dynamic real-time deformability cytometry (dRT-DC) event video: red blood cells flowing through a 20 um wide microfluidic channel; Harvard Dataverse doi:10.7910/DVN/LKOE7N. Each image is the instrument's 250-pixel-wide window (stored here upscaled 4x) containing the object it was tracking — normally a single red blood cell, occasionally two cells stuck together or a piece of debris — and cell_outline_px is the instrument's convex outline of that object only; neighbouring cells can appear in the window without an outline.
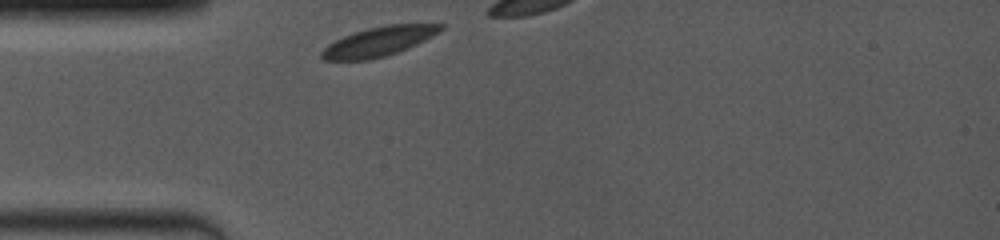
{"species": "common noctule bat (a hibernating species)", "species_latin": "Nyctalus noctula", "temperature_condition": "room temperature", "stored_images_in_passage": 9, "camera_frame_rate_fps": 4000, "um_per_image_px": 0.085, "animal": {"sex": "female", "body_mass_g": 19.0, "forearm_length_mm": 53.3}, "frame": {"image": 1, "passage_image": 1, "time_ms": 0.0, "image_size_px": [1000, 240], "cell_outline_px": [[444, 28], [440, 32], [408, 48], [384, 56], [368, 60], [324, 60], [320, 56], [320, 52], [328, 44], [344, 36], [368, 28], [384, 24], [444, 24]], "centroid_in_image_um": [32.19, 3.52], "position_along_channel_um": 52.8, "area_um2": 20.23}}
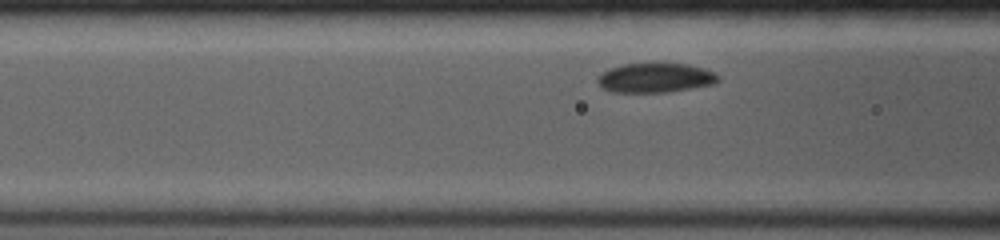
{"frame": {"image": 2, "passage_image": 7, "time_ms": 1.75, "image_size_px": [1000, 240], "cell_outline_px": [[720, 80], [712, 84], [668, 92], [612, 92], [604, 88], [596, 80], [608, 68], [620, 64], [688, 64], [704, 68], [716, 72], [720, 76]], "centroid_in_image_um": [55.73, 6.61], "position_along_channel_um": 110.9, "area_um2": 20.58}}